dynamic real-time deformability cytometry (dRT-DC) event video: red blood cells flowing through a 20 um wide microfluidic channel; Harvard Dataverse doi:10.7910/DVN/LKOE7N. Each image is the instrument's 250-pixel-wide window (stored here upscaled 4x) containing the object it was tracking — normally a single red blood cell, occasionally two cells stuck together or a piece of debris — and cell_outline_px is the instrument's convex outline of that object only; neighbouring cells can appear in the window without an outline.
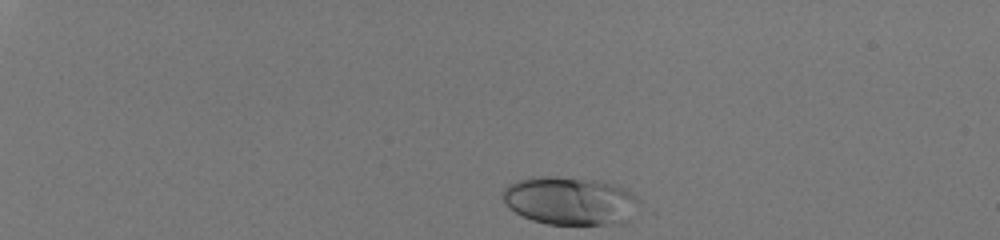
{"species": "human", "species_latin": "Homo sapiens", "temperature_condition": "room temperature", "stored_images_in_passage": 37, "camera_frame_rate_fps": 3000, "um_per_image_px": 0.085, "donor": {"sex": "male"}, "frame": {"image": 1, "passage_image": 1, "time_ms": 0.0, "image_size_px": [1000, 240], "cell_outline_px": [[640, 200], [632, 220], [624, 224], [548, 224], [532, 220], [508, 208], [504, 204], [504, 188], [508, 184], [516, 180], [528, 176], [552, 176], [596, 180], [612, 184], [624, 188], [636, 196]], "centroid_in_image_um": [48.48, 17.07], "position_along_channel_um": 36.5, "area_um2": 38.73}}
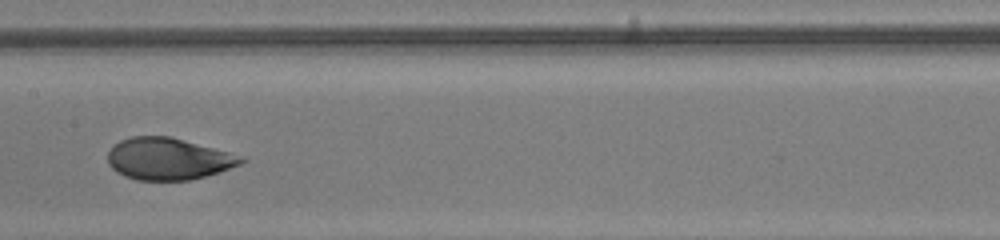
{"frame": {"image": 2, "passage_image": 21, "time_ms": 6.667, "image_size_px": [1000, 240], "cell_outline_px": [[248, 160], [240, 164], [204, 176], [188, 180], [136, 180], [124, 176], [116, 172], [108, 164], [108, 152], [120, 140], [132, 136], [172, 136], [244, 156]], "centroid_in_image_um": [14.3, 13.49], "position_along_channel_um": 193.1, "area_um2": 32.54}}
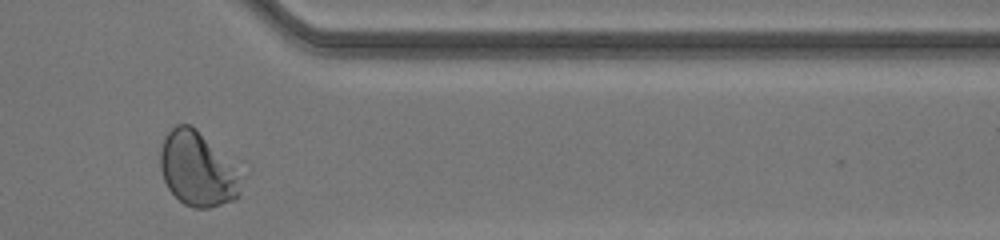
{"frame": {"image": 3, "passage_image": 36, "time_ms": 11.667, "image_size_px": [1000, 240], "cell_outline_px": [[252, 164], [248, 176], [240, 196], [232, 200], [208, 208], [192, 208], [184, 204], [168, 188], [164, 180], [160, 168], [160, 148], [164, 136], [176, 124], [188, 124], [196, 128]], "centroid_in_image_um": [17.09, 14.3], "position_along_channel_um": 394.3, "area_um2": 38.96}, "authors_computed_cell_mechanics": {"area_um2": 33.813, "velocity_mm_per_s": 4.0765, "shape_relaxation_time_tau1_ms": 4.0302, "shape_relaxation_time_tau2_ms": null, "deformation_change_tau1": 0.1909, "deformation_change_tau2": null}}